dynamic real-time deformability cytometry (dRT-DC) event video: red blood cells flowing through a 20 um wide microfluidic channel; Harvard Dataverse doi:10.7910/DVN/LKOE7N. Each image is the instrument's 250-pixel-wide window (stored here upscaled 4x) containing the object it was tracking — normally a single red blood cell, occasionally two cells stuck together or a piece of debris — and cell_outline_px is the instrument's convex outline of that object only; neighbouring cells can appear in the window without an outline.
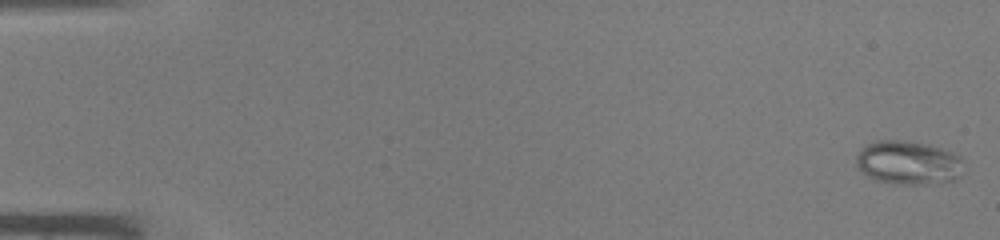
{"species": "common noctule bat (a hibernating species)", "species_latin": "Nyctalus noctula", "temperature_condition": "warm", "stored_images_in_passage": 45, "camera_frame_rate_fps": 3000, "um_per_image_px": 0.085, "animal": {"sex": "male", "body_mass_g": 19.0, "forearm_length_mm": 50.8}, "frame": {"image": 1, "passage_image": 1, "time_ms": 0.0, "image_size_px": [1000, 240], "cell_outline_px": [[964, 160], [960, 176], [952, 180], [928, 184], [900, 184], [876, 180], [860, 172], [856, 164], [856, 156], [868, 144], [876, 140], [900, 140], [928, 144], [952, 152], [960, 156]], "centroid_in_image_um": [77.21, 13.83], "position_along_channel_um": 7.8, "area_um2": 27.34}}
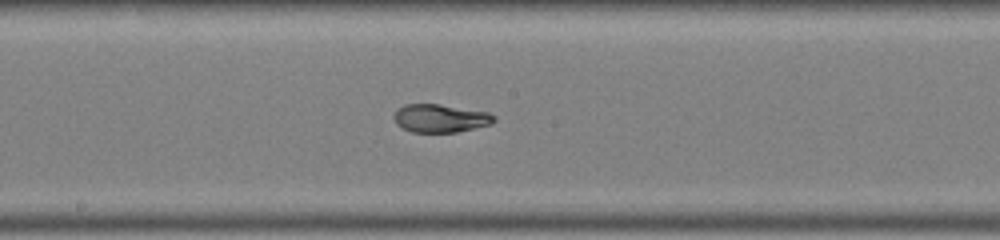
{"frame": {"image": 2, "passage_image": 25, "time_ms": 8.0, "image_size_px": [1000, 240], "cell_outline_px": [[496, 120], [492, 124], [456, 132], [412, 132], [396, 124], [392, 116], [396, 108], [404, 104], [440, 104], [488, 112], [496, 116]], "centroid_in_image_um": [37.41, 10.04], "position_along_channel_um": 210.8, "area_um2": 16.59}}
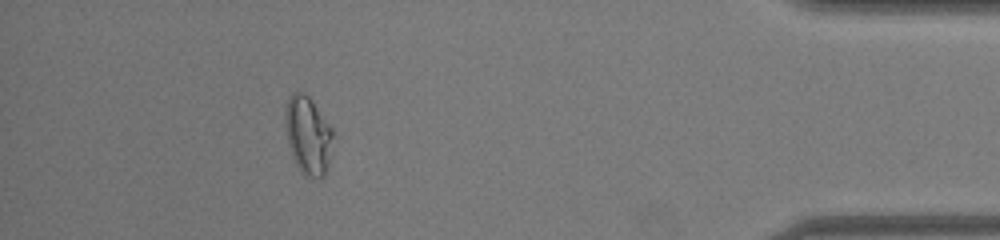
{"frame": {"image": 3, "passage_image": 41, "time_ms": 13.333, "image_size_px": [1000, 240], "cell_outline_px": [[332, 136], [328, 164], [324, 176], [304, 176], [300, 172], [292, 156], [288, 144], [288, 100], [292, 92], [304, 92], [312, 100], [332, 128]], "centroid_in_image_um": [26.21, 11.52], "position_along_channel_um": 409.0, "area_um2": 20.75}}